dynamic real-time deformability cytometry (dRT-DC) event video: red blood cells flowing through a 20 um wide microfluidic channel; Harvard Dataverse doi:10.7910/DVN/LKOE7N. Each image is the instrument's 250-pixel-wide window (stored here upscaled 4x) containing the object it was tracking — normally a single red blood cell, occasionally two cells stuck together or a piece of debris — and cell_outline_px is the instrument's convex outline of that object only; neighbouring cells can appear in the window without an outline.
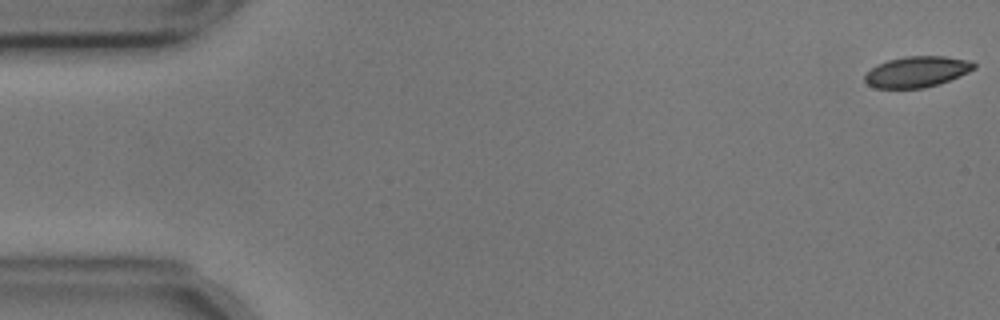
{"species": "common noctule bat (a hibernating species)", "species_latin": "Nyctalus noctula", "temperature_condition": "cold", "stored_images_in_passage": 56, "camera_frame_rate_fps": 3000, "um_per_image_px": 0.085, "animal": {"sex": "male", "body_mass_g": 17.9, "forearm_length_mm": 54.2}, "frame": {"image": 1, "passage_image": 1, "time_ms": 0.0, "image_size_px": [1000, 320], "cell_outline_px": [[976, 68], [960, 76], [924, 88], [876, 88], [868, 84], [864, 80], [864, 76], [876, 64], [888, 60], [904, 56], [944, 56], [972, 60], [976, 64]], "centroid_in_image_um": [77.95, 6.08], "position_along_channel_um": 7.0, "area_um2": 19.65}}
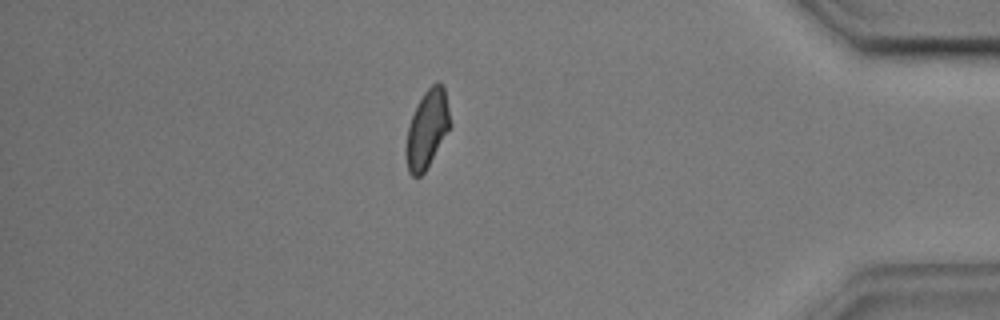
{"frame": {"image": 2, "passage_image": 48, "time_ms": 15.667, "image_size_px": [1000, 320], "cell_outline_px": [[452, 124], [424, 172], [420, 176], [412, 176], [408, 172], [404, 152], [404, 148], [408, 128], [412, 116], [424, 92], [436, 80], [444, 88]], "centroid_in_image_um": [36.29, 10.99], "position_along_channel_um": 398.9, "area_um2": 19.88}}
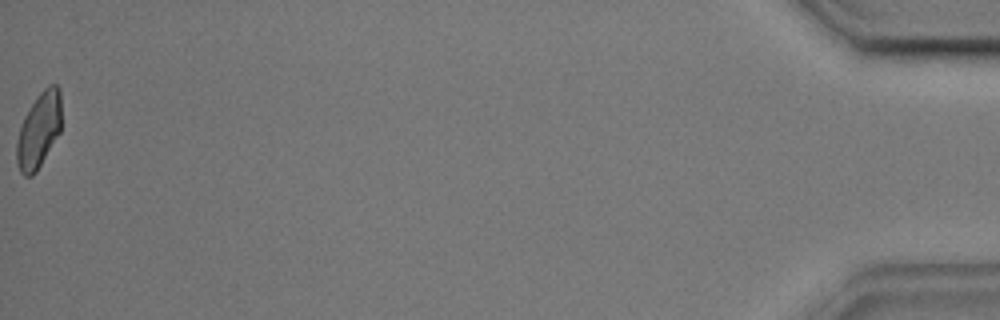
{"frame": {"image": 3, "passage_image": 56, "time_ms": 18.333, "image_size_px": [1000, 320], "cell_outline_px": [[60, 132], [36, 172], [32, 176], [24, 176], [20, 172], [16, 164], [16, 140], [20, 124], [24, 116], [36, 96], [48, 84], [56, 84], [60, 88]], "centroid_in_image_um": [3.27, 11.07], "position_along_channel_um": 431.9, "area_um2": 19.83}, "authors_computed_cell_mechanics": {"area_um2": 20.6346, "velocity_mm_per_s": 3.5744, "shape_relaxation_time_tau1_ms": 5.3513, "shape_relaxation_time_tau2_ms": 1.9065, "deformation_change_tau1": 0.1028, "deformation_change_tau2": 0.0569}}